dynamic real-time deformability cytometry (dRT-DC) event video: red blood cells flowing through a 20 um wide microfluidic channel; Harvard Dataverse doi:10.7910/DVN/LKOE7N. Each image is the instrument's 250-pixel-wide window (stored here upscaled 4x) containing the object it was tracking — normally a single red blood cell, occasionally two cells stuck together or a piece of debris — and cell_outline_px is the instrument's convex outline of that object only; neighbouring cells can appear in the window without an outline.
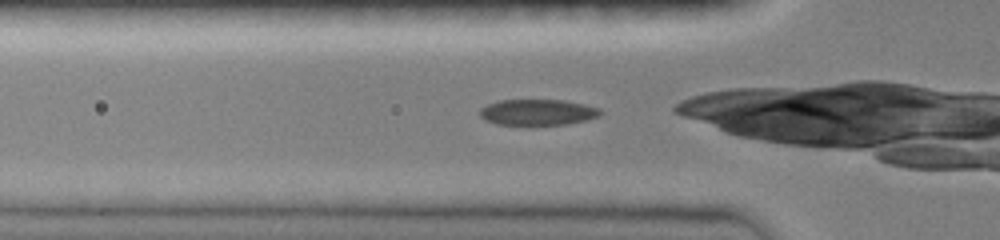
{"species": "common noctule bat (a hibernating species)", "species_latin": "Nyctalus noctula", "temperature_condition": "room temperature", "stored_images_in_passage": 37, "camera_frame_rate_fps": 3000, "um_per_image_px": 0.085, "animal": {"sex": "female", "body_mass_g": 19.0, "forearm_length_mm": 51.5}, "frame": {"image": 1, "passage_image": 4, "time_ms": 1.0, "image_size_px": [1000, 240], "cell_outline_px": [[600, 116], [568, 124], [532, 128], [496, 124], [484, 120], [480, 116], [480, 108], [488, 104], [500, 100], [564, 100], [584, 104], [600, 108]], "centroid_in_image_um": [45.66, 9.59], "position_along_channel_um": 80.1, "area_um2": 19.07}}
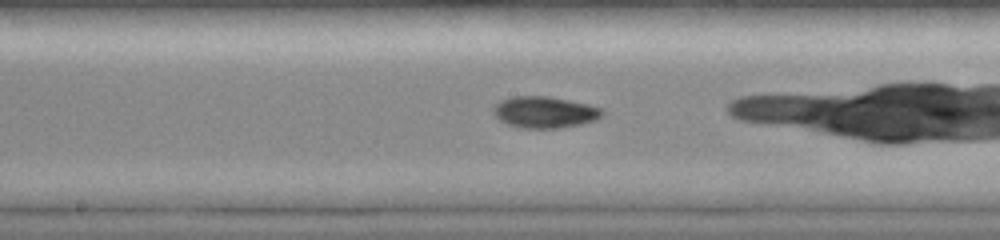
{"frame": {"image": 2, "passage_image": 13, "time_ms": 4.0, "image_size_px": [1000, 240], "cell_outline_px": [[604, 112], [596, 120], [580, 124], [560, 128], [524, 128], [508, 124], [500, 120], [492, 112], [492, 108], [500, 100], [512, 96], [548, 96], [588, 104], [604, 108]], "centroid_in_image_um": [46.29, 9.53], "position_along_channel_um": 201.9, "area_um2": 20.0}}
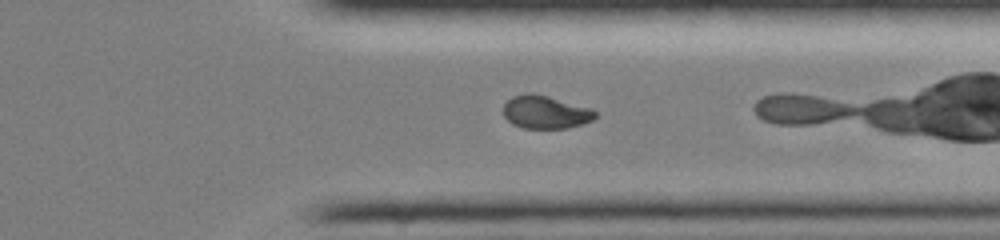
{"frame": {"image": 3, "passage_image": 25, "time_ms": 8.0, "image_size_px": [1000, 240], "cell_outline_px": [[596, 116], [592, 120], [568, 128], [524, 128], [512, 124], [504, 116], [504, 104], [512, 96], [528, 92], [532, 92], [548, 96], [592, 108], [596, 112]], "centroid_in_image_um": [46.35, 9.52], "position_along_channel_um": 365.0, "area_um2": 17.69}, "authors_computed_cell_mechanics": {"area_um2": 18.3804, "velocity_mm_per_s": 4.0634, "shape_relaxation_time_tau1_ms": 6.4819, "shape_relaxation_time_tau2_ms": 3.0642, "deformation_change_tau1": 0.1982, "deformation_change_tau2": 0.0508}}